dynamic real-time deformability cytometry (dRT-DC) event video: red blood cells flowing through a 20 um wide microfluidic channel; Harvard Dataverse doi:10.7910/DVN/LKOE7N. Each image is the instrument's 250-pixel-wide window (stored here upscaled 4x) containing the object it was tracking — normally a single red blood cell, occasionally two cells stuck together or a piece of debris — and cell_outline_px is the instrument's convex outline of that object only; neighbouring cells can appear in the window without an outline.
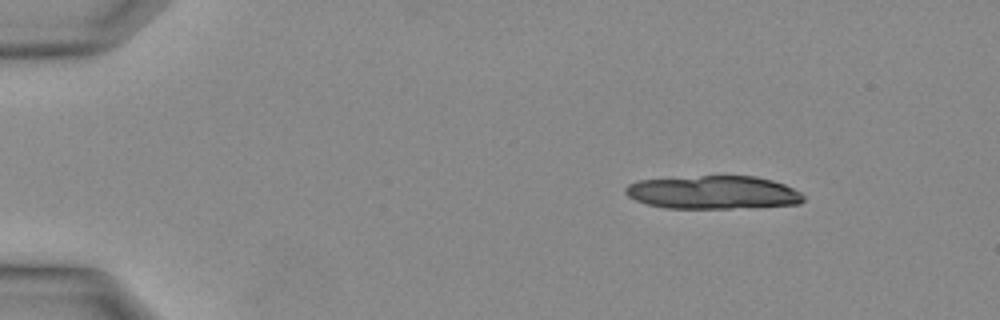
{"species": "Egyptian fruit bat (a non-hibernating species)", "species_latin": "Rousettus aegyptiacus", "temperature_condition": "warm", "stored_images_in_passage": 13, "camera_frame_rate_fps": 3000, "um_per_image_px": 0.085, "animal": {"sex": "female"}, "frame": {"image": 1, "passage_image": 1, "time_ms": 0.0, "image_size_px": [1000, 320], "cell_outline_px": [[804, 200], [800, 204], [732, 208], [664, 208], [648, 204], [636, 200], [628, 196], [624, 192], [624, 188], [628, 184], [636, 180], [700, 176], [756, 176], [772, 180], [784, 184], [800, 192], [804, 196]], "centroid_in_image_um": [60.6, 16.35], "position_along_channel_um": 24.4, "area_um2": 34.51}}
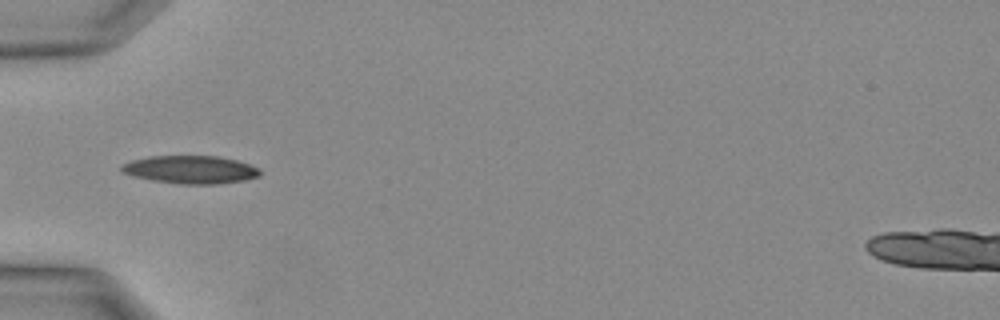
{"frame": {"image": 2, "passage_image": 8, "time_ms": 2.333, "image_size_px": [1000, 320], "cell_outline_px": [[260, 176], [244, 180], [220, 184], [180, 184], [152, 180], [132, 176], [120, 172], [120, 164], [132, 160], [148, 156], [216, 156], [236, 160], [248, 164], [256, 168], [260, 172]], "centroid_in_image_um": [16.13, 14.42], "position_along_channel_um": 68.9, "area_um2": 22.6}}